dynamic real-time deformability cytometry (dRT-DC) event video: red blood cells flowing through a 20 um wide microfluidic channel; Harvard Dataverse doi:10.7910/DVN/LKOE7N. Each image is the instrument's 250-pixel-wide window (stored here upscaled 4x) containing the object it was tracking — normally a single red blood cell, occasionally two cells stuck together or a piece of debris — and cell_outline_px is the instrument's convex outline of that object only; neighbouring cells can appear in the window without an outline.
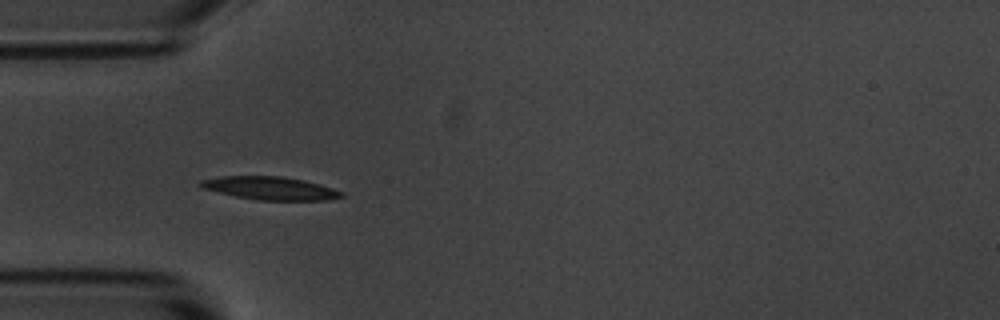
{"species": "common noctule bat (a hibernating species)", "species_latin": "Nyctalus noctula", "temperature_condition": "room temperature", "stored_images_in_passage": 14, "camera_frame_rate_fps": 3000, "um_per_image_px": 0.085, "animal": {"sex": "male", "body_mass_g": 20.1, "forearm_length_mm": 53.5}, "frame": {"image": 1, "passage_image": 1, "time_ms": 0.0, "image_size_px": [1000, 320], "cell_outline_px": [[344, 196], [328, 200], [256, 200], [236, 196], [200, 188], [200, 180], [220, 176], [284, 176], [304, 180], [320, 184], [344, 192]], "centroid_in_image_um": [22.97, 15.99], "position_along_channel_um": 62.0, "area_um2": 19.02}}
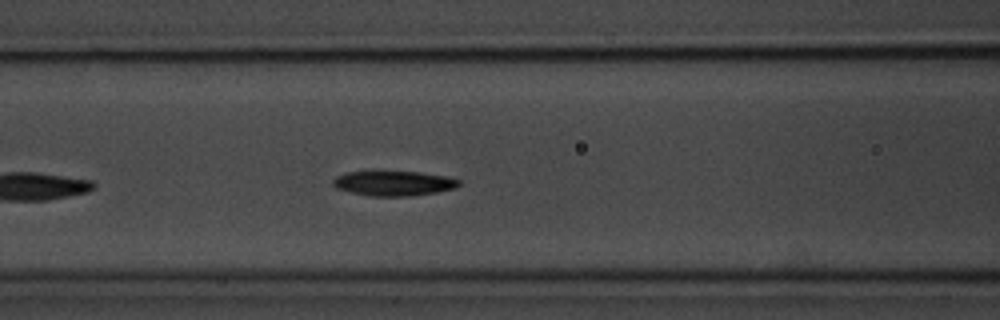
{"frame": {"image": 2, "passage_image": 7, "time_ms": 2.0, "image_size_px": [1000, 320], "cell_outline_px": [[460, 184], [456, 188], [436, 192], [412, 196], [368, 196], [336, 188], [332, 184], [332, 180], [336, 176], [344, 172], [372, 168], [420, 172], [448, 176], [460, 180]], "centroid_in_image_um": [33.4, 15.52], "position_along_channel_um": 133.2, "area_um2": 19.36}}
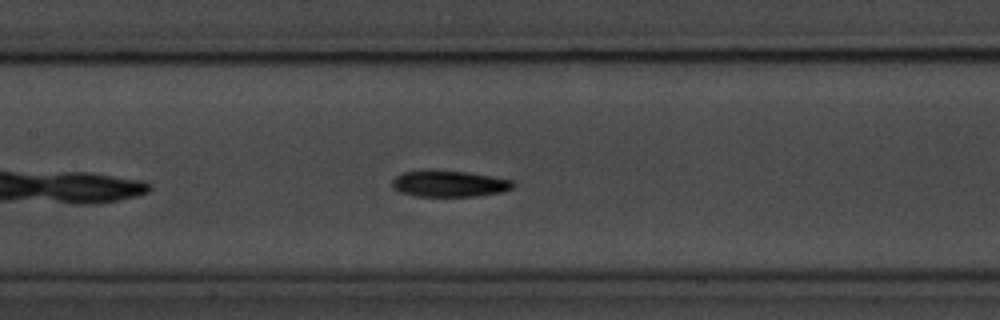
{"frame": {"image": 3, "passage_image": 10, "time_ms": 3.0, "image_size_px": [1000, 320], "cell_outline_px": [[516, 184], [512, 188], [500, 192], [476, 196], [416, 196], [400, 192], [392, 188], [392, 180], [400, 172], [424, 168], [436, 168], [468, 172], [492, 176], [512, 180]], "centroid_in_image_um": [38.11, 15.57], "position_along_channel_um": 169.3, "area_um2": 19.19}}